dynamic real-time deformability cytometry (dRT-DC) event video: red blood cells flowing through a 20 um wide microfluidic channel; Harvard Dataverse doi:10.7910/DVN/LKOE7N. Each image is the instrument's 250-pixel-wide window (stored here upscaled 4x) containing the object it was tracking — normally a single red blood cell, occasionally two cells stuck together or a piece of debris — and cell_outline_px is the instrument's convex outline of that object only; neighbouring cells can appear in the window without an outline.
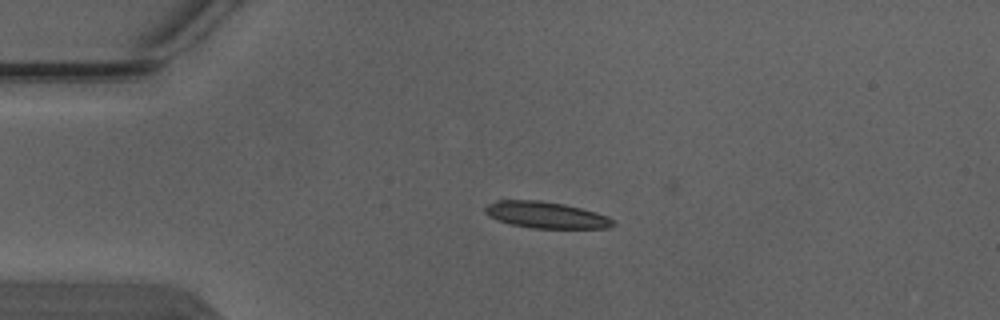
{"species": "Egyptian fruit bat (a non-hibernating species)", "species_latin": "Rousettus aegyptiacus", "temperature_condition": "warm", "stored_images_in_passage": 3, "camera_frame_rate_fps": 3000, "um_per_image_px": 0.085, "animal": {"sex": "male"}, "frame": {"image": 1, "passage_image": 3, "time_ms": 0.667, "image_size_px": [1000, 320], "cell_outline_px": [[616, 224], [608, 228], [532, 228], [512, 224], [488, 216], [484, 212], [484, 208], [488, 204], [500, 200], [540, 200], [564, 204], [596, 212], [608, 216]], "centroid_in_image_um": [46.42, 18.27], "position_along_channel_um": 38.6, "area_um2": 19.59}}